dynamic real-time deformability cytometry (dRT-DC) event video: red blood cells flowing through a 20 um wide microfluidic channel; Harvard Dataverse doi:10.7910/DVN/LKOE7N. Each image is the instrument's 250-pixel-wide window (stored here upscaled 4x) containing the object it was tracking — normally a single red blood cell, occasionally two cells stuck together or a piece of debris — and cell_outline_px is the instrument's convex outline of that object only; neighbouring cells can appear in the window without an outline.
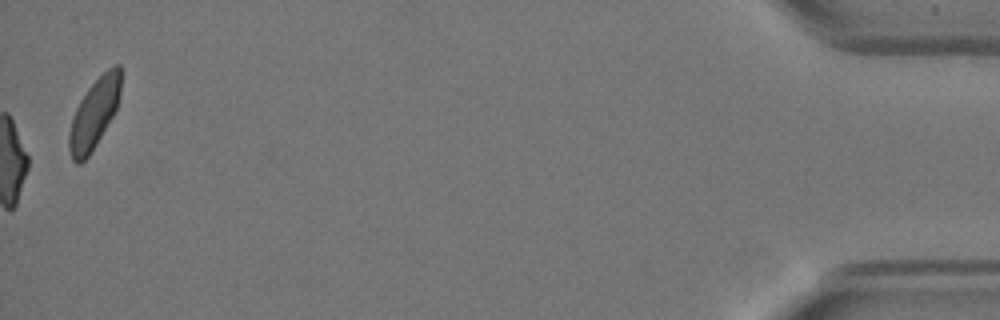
{"species": "Egyptian fruit bat (a non-hibernating species)", "species_latin": "Rousettus aegyptiacus", "temperature_condition": "warm", "stored_images_in_passage": 52, "camera_frame_rate_fps": 3000, "um_per_image_px": 0.085, "animal": {"sex": "female"}, "frame": {"image": 1, "passage_image": 52, "time_ms": 17.0, "image_size_px": [1000, 320], "cell_outline_px": [[120, 92], [116, 108], [112, 116], [96, 144], [88, 156], [80, 164], [76, 164], [72, 160], [68, 148], [68, 136], [72, 120], [76, 108], [80, 100], [88, 88], [108, 68], [116, 64], [120, 64]], "centroid_in_image_um": [7.98, 9.68], "position_along_channel_um": 427.2, "area_um2": 20.58}, "authors_computed_cell_mechanics": {"area_um2": 21.1548, "velocity_mm_per_s": 3.9233, "shape_relaxation_time_tau1_ms": 7.7496, "shape_relaxation_time_tau2_ms": 1.4509, "deformation_change_tau1": 0.2389, "deformation_change_tau2": 0.0734}}